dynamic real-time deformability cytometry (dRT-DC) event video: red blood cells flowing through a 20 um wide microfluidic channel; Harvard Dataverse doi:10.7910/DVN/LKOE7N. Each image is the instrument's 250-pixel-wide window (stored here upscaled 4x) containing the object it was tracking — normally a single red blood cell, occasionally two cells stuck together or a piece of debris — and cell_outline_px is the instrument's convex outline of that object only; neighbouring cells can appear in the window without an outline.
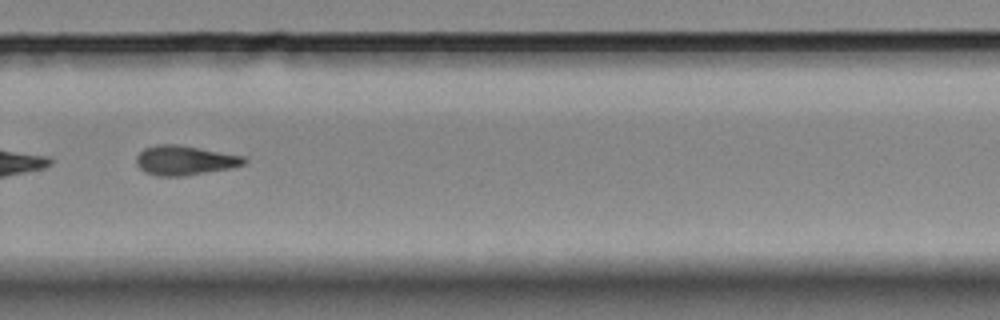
{"species": "Egyptian fruit bat (a non-hibernating species)", "species_latin": "Rousettus aegyptiacus", "temperature_condition": "room temperature", "stored_images_in_passage": 43, "camera_frame_rate_fps": 3000, "um_per_image_px": 0.085, "animal": {"sex": "female"}, "frame": {"image": 1, "passage_image": 25, "time_ms": 8.0, "image_size_px": [1000, 320], "cell_outline_px": [[248, 160], [244, 164], [232, 168], [184, 176], [156, 176], [144, 172], [136, 164], [136, 156], [144, 148], [156, 144], [176, 144], [244, 156]], "centroid_in_image_um": [15.68, 13.63], "position_along_channel_um": 314.1, "area_um2": 18.61}}
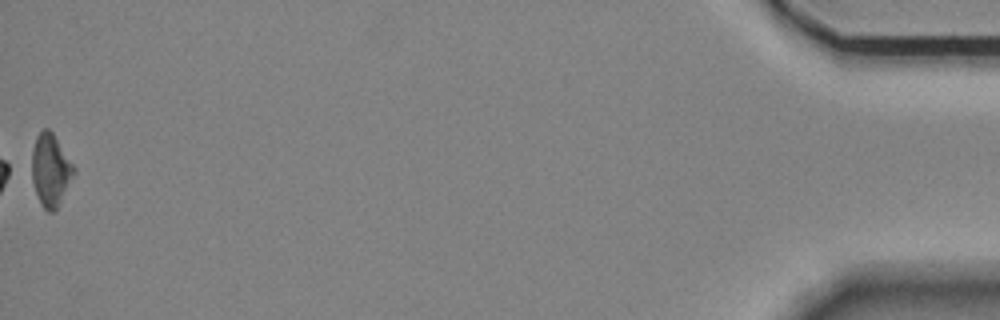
{"frame": {"image": 2, "passage_image": 43, "time_ms": 14.0, "image_size_px": [1000, 320], "cell_outline_px": [[76, 172], [60, 204], [52, 212], [48, 212], [44, 208], [36, 192], [32, 180], [32, 152], [36, 136], [44, 128], [48, 128], [52, 132], [76, 168]], "centroid_in_image_um": [4.32, 14.45], "position_along_channel_um": 430.9, "area_um2": 17.63}}